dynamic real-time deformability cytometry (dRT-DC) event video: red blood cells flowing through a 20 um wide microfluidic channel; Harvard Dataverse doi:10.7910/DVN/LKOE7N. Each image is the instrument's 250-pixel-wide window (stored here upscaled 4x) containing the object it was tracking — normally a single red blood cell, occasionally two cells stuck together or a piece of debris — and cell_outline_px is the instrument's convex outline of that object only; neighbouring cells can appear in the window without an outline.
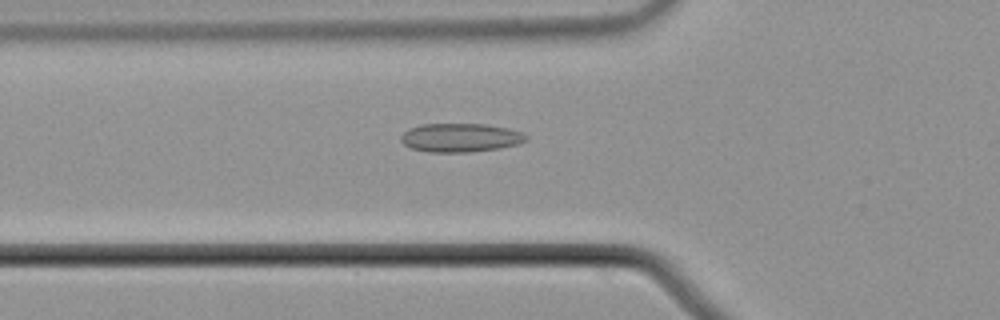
{"species": "common noctule bat (a hibernating species)", "species_latin": "Nyctalus noctula", "temperature_condition": "cold", "stored_images_in_passage": 44, "camera_frame_rate_fps": 3000, "um_per_image_px": 0.085, "animal": {"sex": "male", "body_mass_g": 21.5, "forearm_length_mm": 52.0}, "frame": {"image": 1, "passage_image": 9, "time_ms": 2.667, "image_size_px": [1000, 320], "cell_outline_px": [[528, 140], [516, 144], [500, 148], [468, 152], [428, 152], [412, 148], [404, 144], [400, 140], [400, 136], [408, 128], [420, 124], [488, 124], [508, 128], [524, 132], [528, 136]], "centroid_in_image_um": [39.14, 11.69], "position_along_channel_um": 86.7, "area_um2": 21.1}}
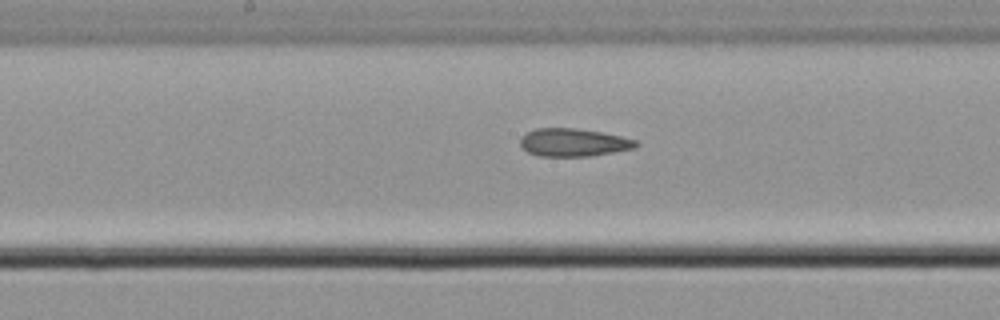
{"frame": {"image": 2, "passage_image": 18, "time_ms": 5.667, "image_size_px": [1000, 320], "cell_outline_px": [[640, 144], [636, 148], [592, 156], [540, 156], [528, 152], [520, 144], [520, 136], [536, 128], [576, 128], [604, 132], [636, 140]], "centroid_in_image_um": [48.77, 12.1], "position_along_channel_um": 199.4, "area_um2": 18.96}}
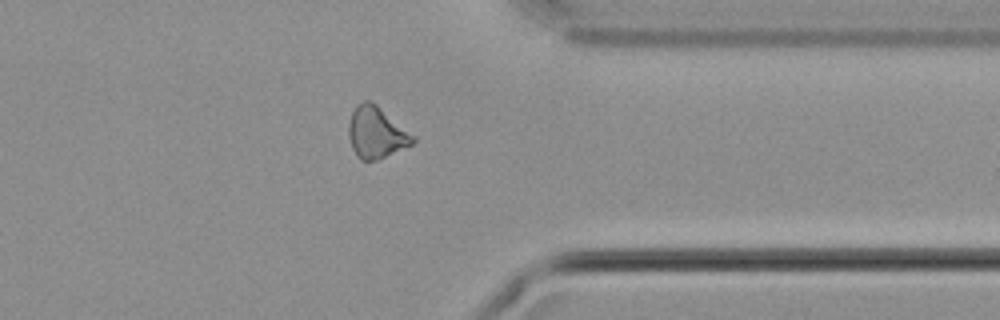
{"frame": {"image": 3, "passage_image": 33, "time_ms": 10.667, "image_size_px": [1000, 320], "cell_outline_px": [[416, 140], [412, 144], [376, 160], [360, 160], [356, 156], [352, 148], [348, 136], [348, 124], [352, 112], [356, 104], [364, 100], [368, 100], [376, 104], [416, 136]], "centroid_in_image_um": [31.97, 11.25], "position_along_channel_um": 379.4, "area_um2": 19.31}}